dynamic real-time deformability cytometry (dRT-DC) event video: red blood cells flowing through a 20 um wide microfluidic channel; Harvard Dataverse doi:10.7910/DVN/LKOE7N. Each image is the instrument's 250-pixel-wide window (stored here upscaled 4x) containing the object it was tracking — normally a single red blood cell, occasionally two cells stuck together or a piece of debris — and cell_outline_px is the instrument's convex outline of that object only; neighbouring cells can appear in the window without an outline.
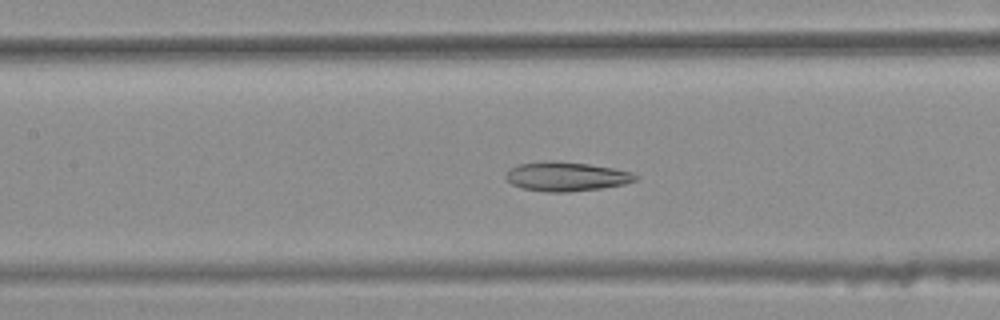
{"species": "common noctule bat (a hibernating species)", "species_latin": "Nyctalus noctula", "temperature_condition": "warm", "stored_images_in_passage": 38, "camera_frame_rate_fps": 3000, "um_per_image_px": 0.085, "animal": {"sex": "female", "body_mass_g": 25.1}, "frame": {"image": 1, "passage_image": 24, "time_ms": 7.667, "image_size_px": [1000, 320], "cell_outline_px": [[640, 176], [636, 180], [624, 184], [600, 188], [568, 192], [544, 192], [520, 188], [512, 184], [504, 176], [516, 164], [552, 160], [588, 164], [612, 168], [632, 172]], "centroid_in_image_um": [48.12, 15.0], "position_along_channel_um": 159.3, "area_um2": 22.08}}
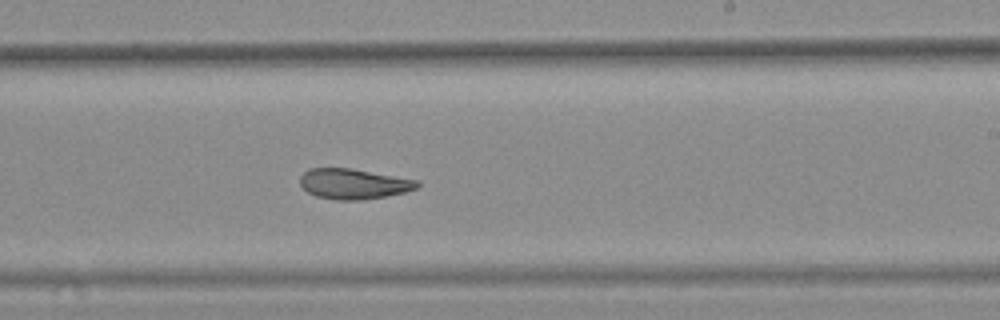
{"frame": {"image": 2, "passage_image": 32, "time_ms": 10.333, "image_size_px": [1000, 320], "cell_outline_px": [[420, 184], [416, 188], [404, 192], [384, 196], [360, 200], [336, 200], [316, 196], [308, 192], [300, 184], [300, 176], [308, 168], [348, 168], [420, 180]], "centroid_in_image_um": [30.04, 15.62], "position_along_channel_um": 259.0, "area_um2": 20.58}}
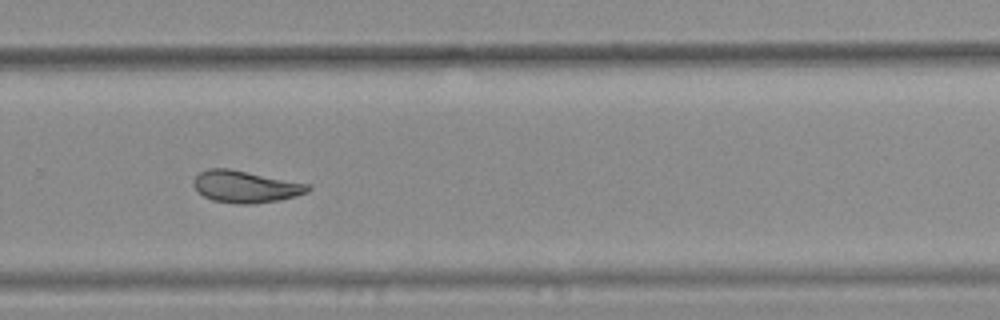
{"frame": {"image": 3, "passage_image": 36, "time_ms": 11.667, "image_size_px": [1000, 320], "cell_outline_px": [[312, 188], [308, 192], [296, 196], [280, 200], [252, 204], [236, 204], [212, 200], [196, 192], [192, 184], [192, 180], [200, 172], [208, 168], [228, 168], [308, 184]], "centroid_in_image_um": [20.82, 15.87], "position_along_channel_um": 309.0, "area_um2": 21.39}}